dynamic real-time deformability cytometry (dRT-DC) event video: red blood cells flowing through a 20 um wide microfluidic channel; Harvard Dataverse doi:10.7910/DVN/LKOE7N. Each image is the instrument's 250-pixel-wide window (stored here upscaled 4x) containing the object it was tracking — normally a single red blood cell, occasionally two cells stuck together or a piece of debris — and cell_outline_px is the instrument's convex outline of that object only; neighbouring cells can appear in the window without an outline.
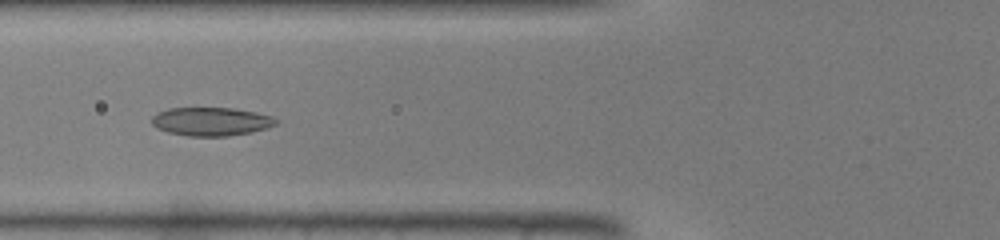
{"species": "common noctule bat (a hibernating species)", "species_latin": "Nyctalus noctula", "temperature_condition": "warm", "stored_images_in_passage": 35, "camera_frame_rate_fps": 3000, "um_per_image_px": 0.085, "animal": {"sex": "male", "body_mass_g": 19.0, "forearm_length_mm": 50.8}, "frame": {"image": 1, "passage_image": 8, "time_ms": 2.333, "image_size_px": [1000, 240], "cell_outline_px": [[280, 120], [276, 124], [268, 128], [252, 132], [228, 136], [188, 136], [168, 132], [156, 128], [152, 124], [152, 116], [156, 112], [168, 108], [232, 108], [256, 112], [272, 116]], "centroid_in_image_um": [17.95, 10.33], "position_along_channel_um": 107.8, "area_um2": 20.81}}
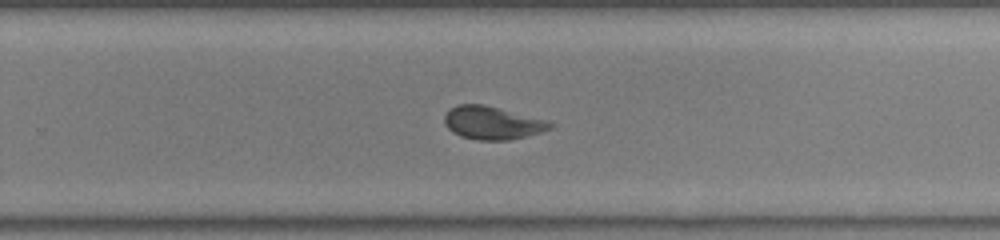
{"frame": {"image": 2, "passage_image": 20, "time_ms": 6.333, "image_size_px": [1000, 240], "cell_outline_px": [[556, 124], [552, 128], [540, 132], [508, 140], [476, 140], [460, 136], [452, 132], [444, 124], [444, 116], [456, 104], [484, 104], [552, 120]], "centroid_in_image_um": [41.9, 10.43], "position_along_channel_um": 287.9, "area_um2": 20.69}}
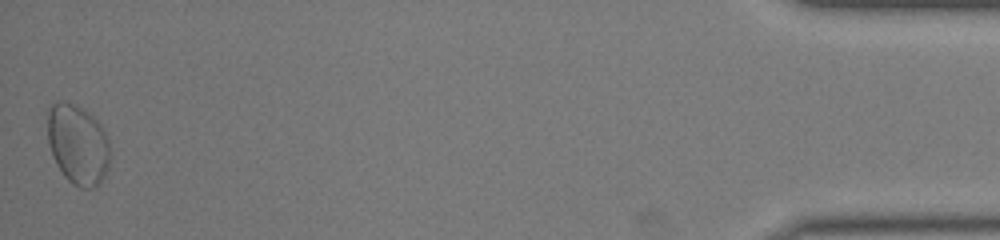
{"frame": {"image": 3, "passage_image": 35, "time_ms": 11.333, "image_size_px": [1000, 240], "cell_outline_px": [[108, 168], [104, 176], [92, 188], [80, 188], [72, 184], [64, 176], [56, 164], [52, 156], [48, 144], [48, 108], [56, 100], [64, 100], [88, 112], [100, 124], [108, 136]], "centroid_in_image_um": [6.58, 12.26], "position_along_channel_um": 428.6, "area_um2": 29.07}}